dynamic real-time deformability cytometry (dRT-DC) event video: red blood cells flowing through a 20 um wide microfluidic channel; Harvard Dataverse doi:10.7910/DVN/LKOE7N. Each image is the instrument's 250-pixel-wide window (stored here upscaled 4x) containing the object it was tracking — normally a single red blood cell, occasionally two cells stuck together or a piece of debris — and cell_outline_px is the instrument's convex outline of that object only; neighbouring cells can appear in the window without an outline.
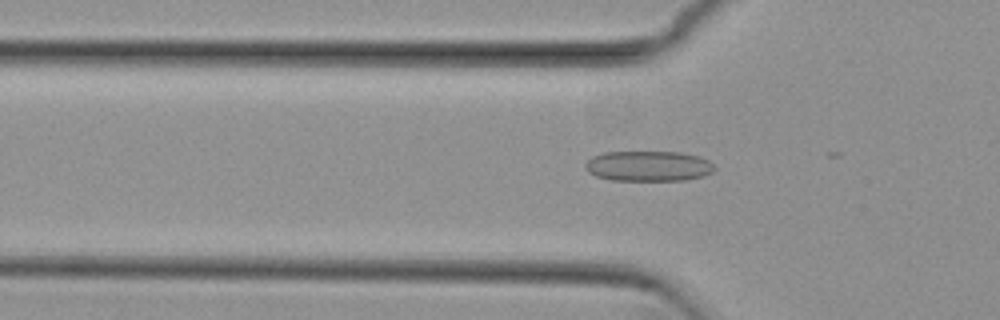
{"species": "common noctule bat (a hibernating species)", "species_latin": "Nyctalus noctula", "temperature_condition": "cold", "stored_images_in_passage": 18, "camera_frame_rate_fps": 3000, "um_per_image_px": 0.085, "animal": {"sex": "female", "body_mass_g": 29.2, "forearm_length_mm": 56.3}, "frame": {"image": 1, "passage_image": 15, "time_ms": 4.667, "image_size_px": [1000, 320], "cell_outline_px": [[716, 168], [712, 172], [704, 176], [684, 180], [612, 180], [596, 176], [588, 172], [584, 168], [584, 164], [592, 156], [604, 152], [680, 152], [700, 156], [708, 160]], "centroid_in_image_um": [55.11, 14.11], "position_along_channel_um": 70.7, "area_um2": 22.95}}